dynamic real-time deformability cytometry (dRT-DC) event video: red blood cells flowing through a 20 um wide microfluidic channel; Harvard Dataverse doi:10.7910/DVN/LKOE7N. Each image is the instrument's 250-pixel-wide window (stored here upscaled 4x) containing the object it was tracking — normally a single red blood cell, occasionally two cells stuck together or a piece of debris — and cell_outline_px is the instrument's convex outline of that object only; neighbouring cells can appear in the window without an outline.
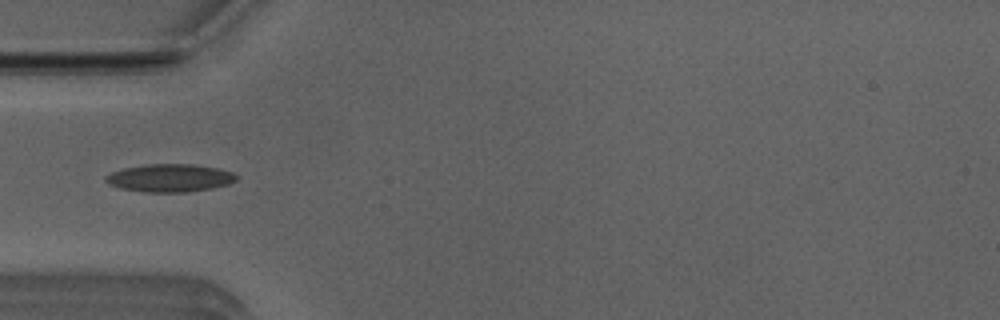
{"species": "Egyptian fruit bat (a non-hibernating species)", "species_latin": "Rousettus aegyptiacus", "temperature_condition": "room temperature", "stored_images_in_passage": 40, "camera_frame_rate_fps": 3000, "um_per_image_px": 0.085, "animal": {"sex": "male"}, "frame": {"image": 1, "passage_image": 5, "time_ms": 1.333, "image_size_px": [1000, 320], "cell_outline_px": [[236, 180], [228, 184], [212, 188], [184, 192], [144, 192], [120, 188], [108, 184], [104, 180], [104, 176], [112, 172], [124, 168], [144, 164], [192, 164], [216, 168], [232, 172], [236, 176]], "centroid_in_image_um": [14.38, 15.12], "position_along_channel_um": 70.6, "area_um2": 21.15}}
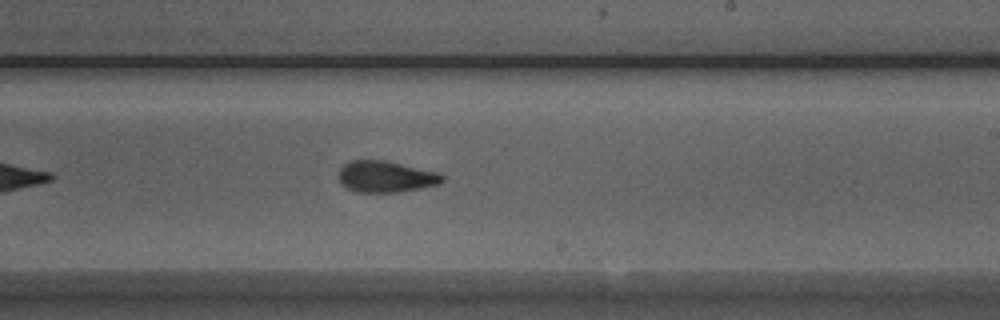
{"frame": {"image": 2, "passage_image": 19, "time_ms": 6.0, "image_size_px": [1000, 320], "cell_outline_px": [[444, 180], [440, 184], [420, 188], [396, 192], [356, 192], [348, 188], [340, 180], [340, 168], [348, 160], [388, 160], [440, 172], [444, 176]], "centroid_in_image_um": [32.85, 14.99], "position_along_channel_um": 256.2, "area_um2": 19.07}}
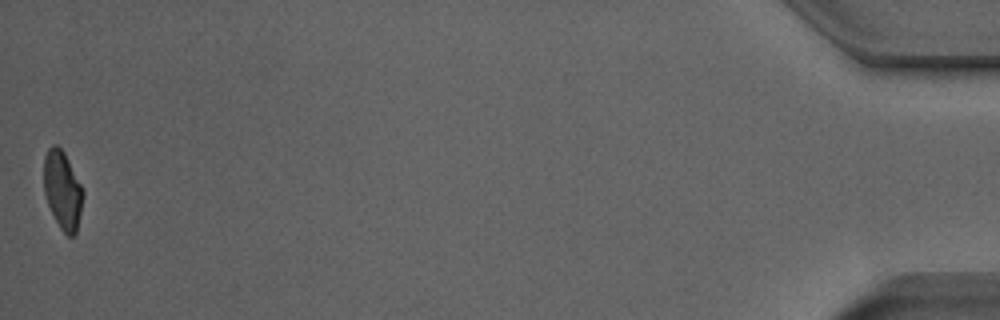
{"frame": {"image": 3, "passage_image": 40, "time_ms": 13.0, "image_size_px": [1000, 320], "cell_outline_px": [[84, 192], [76, 232], [72, 236], [68, 236], [60, 228], [48, 204], [44, 192], [44, 156], [48, 148], [52, 144], [56, 144], [64, 152]], "centroid_in_image_um": [5.3, 16.13], "position_along_channel_um": 429.9, "area_um2": 17.51}, "authors_computed_cell_mechanics": {"area_um2": 19.1896, "velocity_mm_per_s": 3.9725, "shape_relaxation_time_tau1_ms": 5.1919, "shape_relaxation_time_tau2_ms": 1.7628, "deformation_change_tau1": 0.1535, "deformation_change_tau2": 0.0827}}